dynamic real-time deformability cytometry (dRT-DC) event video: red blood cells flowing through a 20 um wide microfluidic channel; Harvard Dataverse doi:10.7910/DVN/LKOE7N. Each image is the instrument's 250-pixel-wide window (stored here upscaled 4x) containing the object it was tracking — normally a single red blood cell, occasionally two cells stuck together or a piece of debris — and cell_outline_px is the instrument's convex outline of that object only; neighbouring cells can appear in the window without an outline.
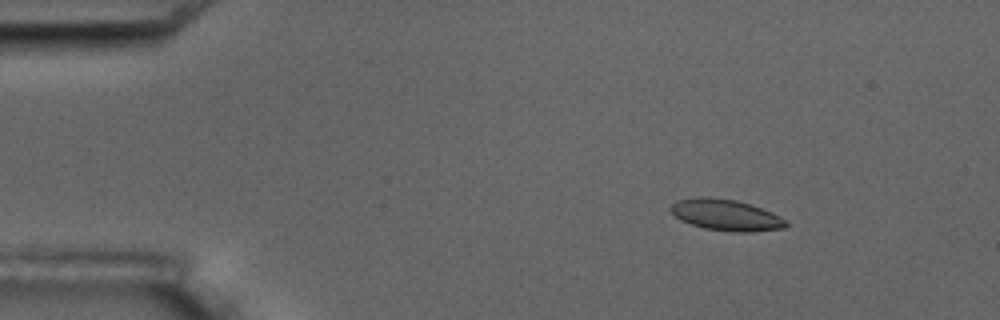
{"species": "common noctule bat (a hibernating species)", "species_latin": "Nyctalus noctula", "temperature_condition": "room temperature", "stored_images_in_passage": 5, "camera_frame_rate_fps": 3000, "um_per_image_px": 0.085, "animal": {"sex": "male", "body_mass_g": 17.5, "forearm_length_mm": 52.3}, "frame": {"image": 1, "passage_image": 3, "time_ms": 2.333, "image_size_px": [1000, 320], "cell_outline_px": [[788, 224], [784, 228], [752, 232], [732, 232], [704, 228], [680, 220], [668, 208], [676, 200], [696, 196], [708, 196], [736, 200], [772, 212], [788, 220]], "centroid_in_image_um": [61.7, 18.27], "position_along_channel_um": 23.3, "area_um2": 21.15}}